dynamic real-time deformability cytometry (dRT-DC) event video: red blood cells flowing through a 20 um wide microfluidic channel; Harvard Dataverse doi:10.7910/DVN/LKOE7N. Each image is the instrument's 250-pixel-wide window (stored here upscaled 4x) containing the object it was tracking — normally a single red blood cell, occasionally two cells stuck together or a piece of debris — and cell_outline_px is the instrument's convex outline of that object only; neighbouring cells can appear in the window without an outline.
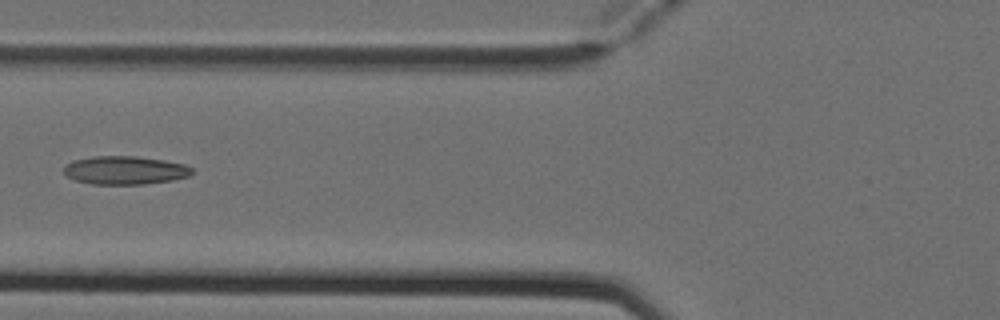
{"species": "Egyptian fruit bat (a non-hibernating species)", "species_latin": "Rousettus aegyptiacus", "temperature_condition": "cold", "stored_images_in_passage": 6, "camera_frame_rate_fps": 3000, "um_per_image_px": 0.085, "animal": {"sex": "female"}, "frame": {"image": 1, "passage_image": 6, "time_ms": 1.667, "image_size_px": [1000, 320], "cell_outline_px": [[196, 172], [188, 176], [172, 180], [144, 184], [92, 184], [76, 180], [68, 176], [64, 172], [64, 164], [72, 160], [92, 156], [136, 156], [164, 160], [184, 164], [192, 168]], "centroid_in_image_um": [10.62, 14.46], "position_along_channel_um": 115.2, "area_um2": 21.27}}